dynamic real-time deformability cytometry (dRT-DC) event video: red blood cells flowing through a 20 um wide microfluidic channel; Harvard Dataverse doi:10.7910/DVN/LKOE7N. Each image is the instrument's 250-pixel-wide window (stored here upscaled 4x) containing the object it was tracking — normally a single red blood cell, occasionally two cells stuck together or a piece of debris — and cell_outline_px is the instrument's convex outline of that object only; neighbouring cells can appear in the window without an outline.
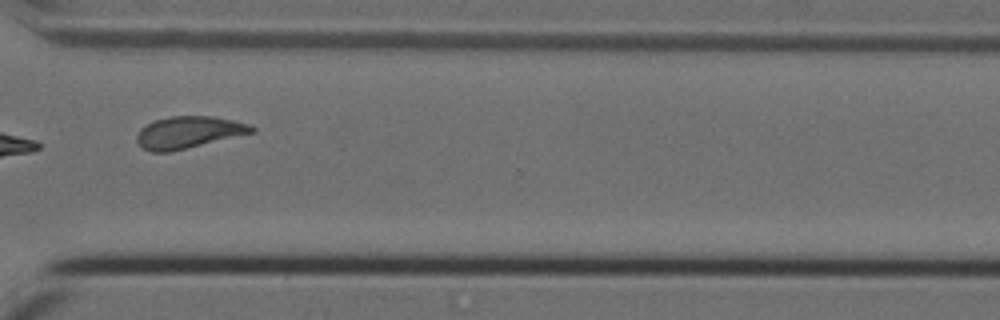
{"species": "Egyptian fruit bat (a non-hibernating species)", "species_latin": "Rousettus aegyptiacus", "temperature_condition": "cold", "stored_images_in_passage": 14, "camera_frame_rate_fps": 3000, "um_per_image_px": 0.085, "animal": {"sex": "female"}, "frame": {"image": 1, "passage_image": 12, "time_ms": 3.667, "image_size_px": [1000, 320], "cell_outline_px": [[256, 132], [172, 152], [152, 152], [144, 148], [136, 140], [136, 136], [140, 128], [156, 120], [168, 116], [212, 116], [232, 120], [248, 124], [256, 128]], "centroid_in_image_um": [16.04, 11.25], "position_along_channel_um": 354.6, "area_um2": 21.44}}